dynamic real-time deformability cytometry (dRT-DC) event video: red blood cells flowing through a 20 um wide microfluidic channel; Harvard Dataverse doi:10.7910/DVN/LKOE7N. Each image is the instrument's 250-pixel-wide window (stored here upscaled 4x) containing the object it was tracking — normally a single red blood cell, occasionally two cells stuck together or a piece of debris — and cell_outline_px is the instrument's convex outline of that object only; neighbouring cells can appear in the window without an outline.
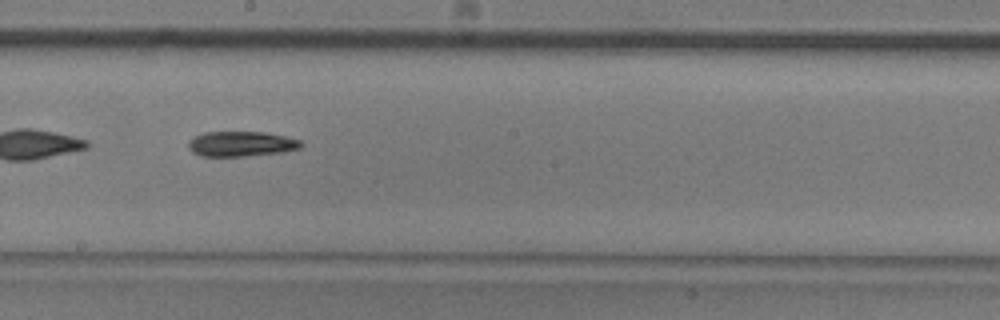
{"species": "common noctule bat (a hibernating species)", "species_latin": "Nyctalus noctula", "temperature_condition": "room temperature", "stored_images_in_passage": 46, "camera_frame_rate_fps": 3000, "um_per_image_px": 0.085, "animal": {"sex": "male", "body_mass_g": 20.5, "forearm_length_mm": 52.5}, "frame": {"image": 1, "passage_image": 27, "time_ms": 8.667, "image_size_px": [1000, 320], "cell_outline_px": [[304, 144], [300, 148], [284, 152], [244, 156], [200, 156], [192, 152], [188, 148], [188, 140], [204, 132], [264, 132], [284, 136], [300, 140]], "centroid_in_image_um": [20.49, 12.23], "position_along_channel_um": 227.7, "area_um2": 16.53}, "authors_computed_cell_mechanics": {"area_um2": 16.6753, "velocity_mm_per_s": 3.8884, "shape_relaxation_time_tau1_ms": 6.3177, "shape_relaxation_time_tau2_ms": null, "deformation_change_tau1": 0.1581, "deformation_change_tau2": null}}